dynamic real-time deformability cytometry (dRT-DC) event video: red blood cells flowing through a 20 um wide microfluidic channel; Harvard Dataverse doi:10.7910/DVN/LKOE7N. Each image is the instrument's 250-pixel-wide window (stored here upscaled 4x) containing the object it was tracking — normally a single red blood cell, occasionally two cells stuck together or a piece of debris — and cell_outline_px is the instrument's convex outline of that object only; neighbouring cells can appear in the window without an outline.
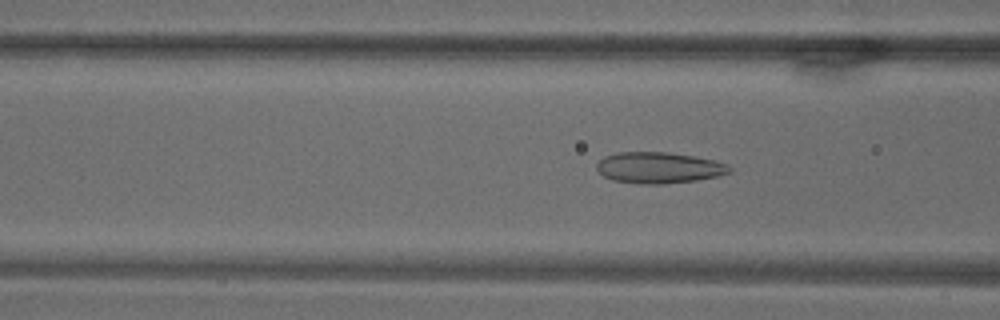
{"species": "common noctule bat (a hibernating species)", "species_latin": "Nyctalus noctula", "temperature_condition": "warm", "stored_images_in_passage": 70, "camera_frame_rate_fps": 3000, "um_per_image_px": 0.085, "animal": {"sex": "male", "body_mass_g": 18.8}, "frame": {"image": 1, "passage_image": 27, "time_ms": 8.667, "image_size_px": [1000, 320], "cell_outline_px": [[732, 172], [716, 176], [696, 180], [664, 184], [640, 184], [612, 180], [604, 176], [596, 168], [596, 164], [604, 156], [620, 152], [668, 152], [692, 156], [712, 160], [728, 164], [732, 168]], "centroid_in_image_um": [55.99, 14.26], "position_along_channel_um": 110.6, "area_um2": 24.04}}
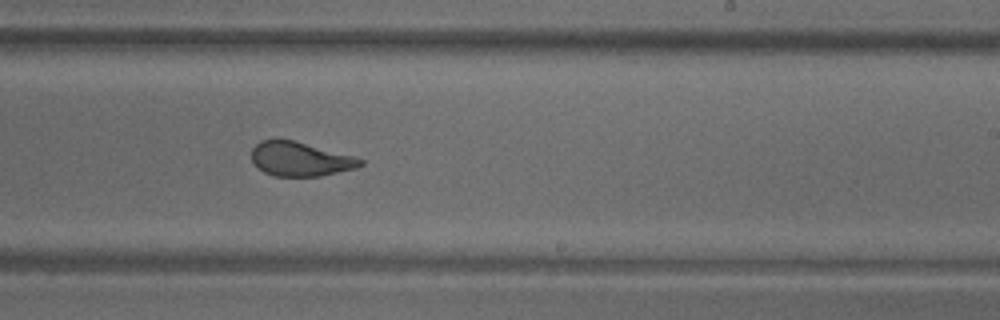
{"frame": {"image": 2, "passage_image": 43, "time_ms": 14.0, "image_size_px": [1000, 320], "cell_outline_px": [[364, 164], [356, 168], [320, 176], [276, 176], [264, 172], [252, 160], [252, 148], [260, 140], [292, 140], [352, 156], [364, 160]], "centroid_in_image_um": [25.52, 13.53], "position_along_channel_um": 263.5, "area_um2": 21.21}}
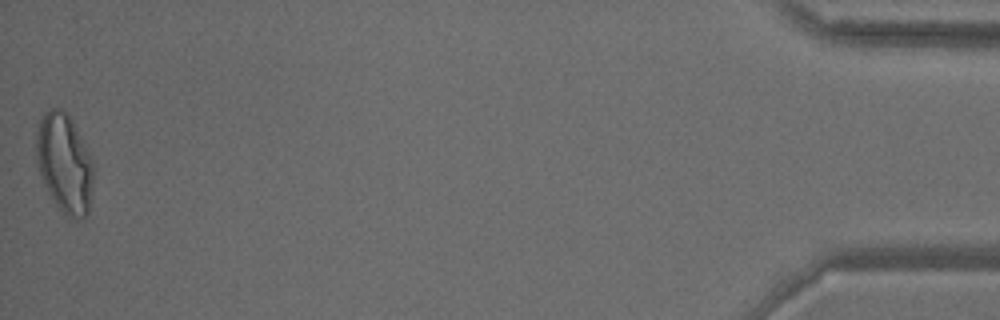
{"frame": {"image": 3, "passage_image": 70, "time_ms": 23.0, "image_size_px": [1000, 320], "cell_outline_px": [[92, 188], [88, 212], [84, 216], [76, 220], [68, 216], [56, 208], [44, 184], [36, 164], [36, 136], [40, 120], [44, 112], [52, 108], [60, 108], [68, 112], [92, 160]], "centroid_in_image_um": [5.45, 13.88], "position_along_channel_um": 429.8, "area_um2": 33.0}}